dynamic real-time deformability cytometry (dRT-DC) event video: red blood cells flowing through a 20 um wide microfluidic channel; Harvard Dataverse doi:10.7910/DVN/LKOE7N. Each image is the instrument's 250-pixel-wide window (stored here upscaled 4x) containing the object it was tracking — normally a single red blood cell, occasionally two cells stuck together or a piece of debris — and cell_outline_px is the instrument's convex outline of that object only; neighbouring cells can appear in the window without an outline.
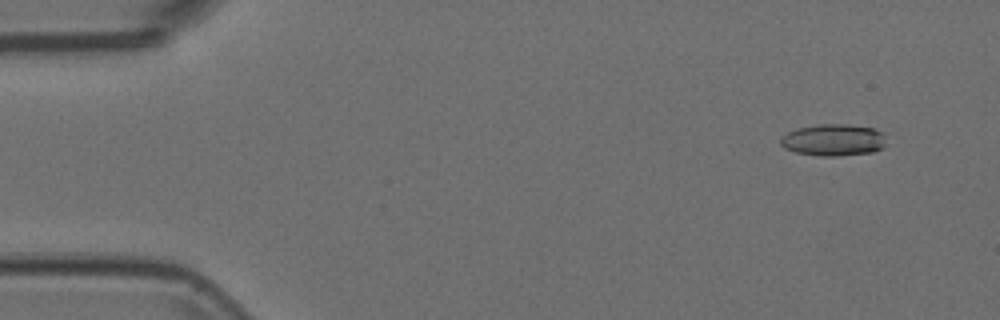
{"species": "Egyptian fruit bat (a non-hibernating species)", "species_latin": "Rousettus aegyptiacus", "temperature_condition": "room temperature", "stored_images_in_passage": 53, "camera_frame_rate_fps": 3000, "um_per_image_px": 0.085, "animal": {"sex": "female"}, "frame": {"image": 1, "passage_image": 4, "time_ms": 1.0, "image_size_px": [1000, 320], "cell_outline_px": [[884, 148], [872, 152], [836, 156], [820, 156], [796, 152], [784, 148], [780, 144], [780, 136], [796, 128], [816, 124], [848, 124], [876, 128], [884, 132]], "centroid_in_image_um": [70.84, 11.88], "position_along_channel_um": 14.2, "area_um2": 19.88}}
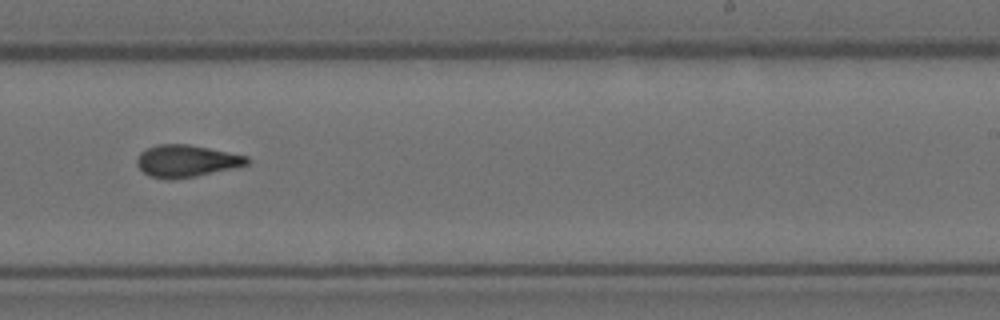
{"frame": {"image": 2, "passage_image": 33, "time_ms": 10.667, "image_size_px": [1000, 320], "cell_outline_px": [[248, 164], [236, 168], [196, 176], [172, 180], [164, 180], [148, 176], [136, 164], [136, 160], [140, 152], [156, 144], [188, 144], [248, 156]], "centroid_in_image_um": [15.82, 13.7], "position_along_channel_um": 273.2, "area_um2": 20.75}}
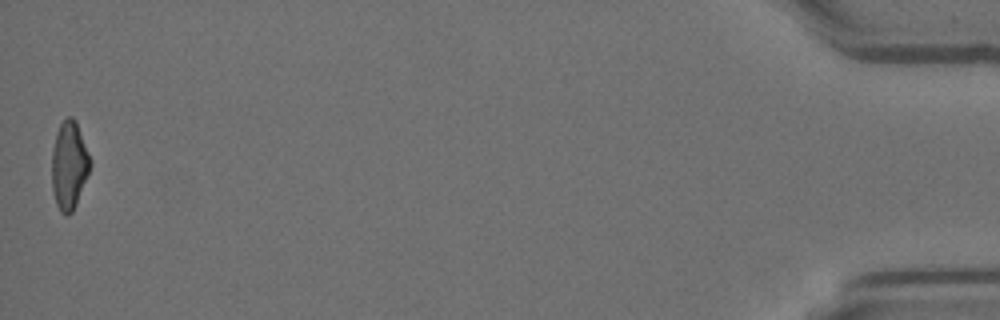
{"frame": {"image": 3, "passage_image": 53, "time_ms": 17.333, "image_size_px": [1000, 320], "cell_outline_px": [[92, 164], [76, 204], [72, 212], [68, 216], [64, 216], [60, 212], [56, 204], [52, 192], [52, 148], [56, 132], [60, 124], [68, 116], [72, 116], [76, 120], [92, 160]], "centroid_in_image_um": [5.88, 14.05], "position_along_channel_um": 429.3, "area_um2": 20.0}}